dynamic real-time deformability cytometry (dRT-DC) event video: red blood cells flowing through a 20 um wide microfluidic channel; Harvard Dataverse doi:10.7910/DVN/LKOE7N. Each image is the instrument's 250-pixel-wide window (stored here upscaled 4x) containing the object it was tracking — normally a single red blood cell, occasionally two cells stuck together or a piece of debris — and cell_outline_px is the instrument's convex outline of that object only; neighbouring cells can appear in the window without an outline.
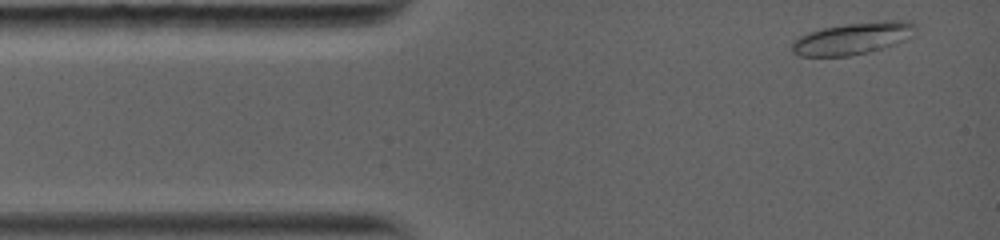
{"species": "common noctule bat (a hibernating species)", "species_latin": "Nyctalus noctula", "temperature_condition": "warm", "stored_images_in_passage": 3, "camera_frame_rate_fps": 5000, "um_per_image_px": 0.085, "animal": {"sex": "female", "body_mass_g": 19.0, "forearm_length_mm": 56.7}, "frame": {"image": 1, "passage_image": 1, "time_ms": 0.0, "image_size_px": [1000, 240], "cell_outline_px": [[916, 32], [912, 36], [904, 40], [868, 52], [848, 56], [800, 56], [792, 52], [792, 40], [808, 32], [824, 28], [848, 24], [888, 20], [912, 20], [916, 24]], "centroid_in_image_um": [72.5, 3.25], "position_along_channel_um": 12.5, "area_um2": 22.89}}
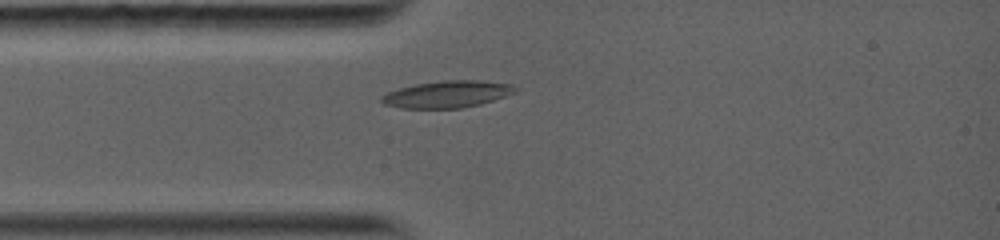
{"frame": {"image": 2, "passage_image": 3, "time_ms": 2.2, "image_size_px": [1000, 240], "cell_outline_px": [[520, 88], [516, 92], [480, 104], [460, 108], [400, 108], [384, 104], [380, 100], [380, 96], [388, 92], [400, 88], [416, 84], [444, 80], [476, 80], [512, 84]], "centroid_in_image_um": [38.02, 8.0], "position_along_channel_um": 47.0, "area_um2": 20.87}}